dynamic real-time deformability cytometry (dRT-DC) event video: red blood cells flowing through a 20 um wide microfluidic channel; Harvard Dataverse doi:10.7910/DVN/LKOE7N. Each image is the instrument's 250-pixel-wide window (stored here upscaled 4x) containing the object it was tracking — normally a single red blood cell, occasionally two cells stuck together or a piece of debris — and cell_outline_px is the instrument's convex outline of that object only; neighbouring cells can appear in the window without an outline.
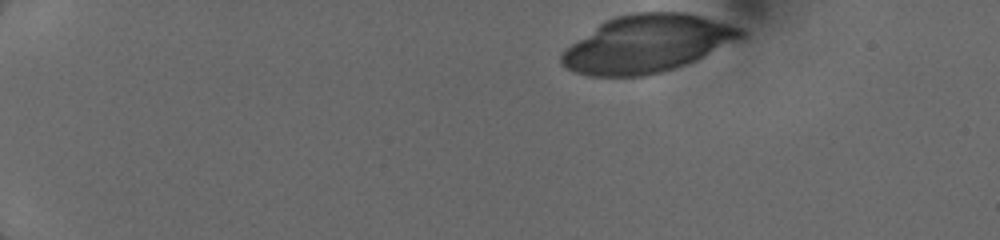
{"species": "human", "species_latin": "Homo sapiens", "temperature_condition": "cold", "stored_images_in_passage": 41, "camera_frame_rate_fps": 3000, "um_per_image_px": 0.085, "donor": {"sex": "female"}, "frame": {"image": 1, "passage_image": 1, "time_ms": 0.0, "image_size_px": [1000, 240], "cell_outline_px": [[748, 36], [740, 40], [696, 60], [660, 72], [644, 76], [588, 76], [564, 68], [560, 64], [560, 56], [564, 48], [604, 20], [616, 16], [632, 12], [684, 12], [700, 16], [744, 28], [748, 32]], "centroid_in_image_um": [55.0, 3.71], "position_along_channel_um": 30.0, "area_um2": 60.46}}